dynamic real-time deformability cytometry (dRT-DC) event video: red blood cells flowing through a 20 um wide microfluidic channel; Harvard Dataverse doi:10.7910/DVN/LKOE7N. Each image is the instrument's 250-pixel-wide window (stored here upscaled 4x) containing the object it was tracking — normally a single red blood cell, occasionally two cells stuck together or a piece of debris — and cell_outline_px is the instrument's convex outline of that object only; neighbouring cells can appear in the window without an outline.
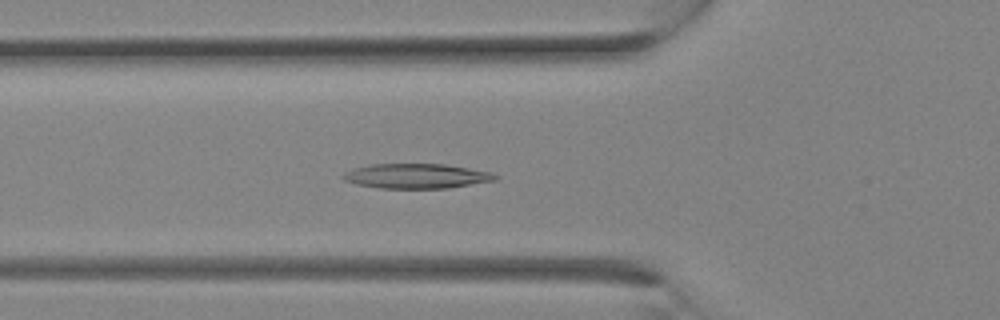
{"species": "Egyptian fruit bat (a non-hibernating species)", "species_latin": "Rousettus aegyptiacus", "temperature_condition": "room temperature", "stored_images_in_passage": 28, "camera_frame_rate_fps": 3000, "um_per_image_px": 0.085, "animal": {"sex": "female"}, "frame": {"image": 1, "passage_image": 10, "time_ms": 3.0, "image_size_px": [1000, 320], "cell_outline_px": [[500, 176], [496, 180], [448, 188], [380, 188], [356, 184], [344, 180], [340, 176], [344, 172], [368, 164], [444, 164], [492, 172]], "centroid_in_image_um": [35.39, 14.96], "position_along_channel_um": 90.4, "area_um2": 21.96}}
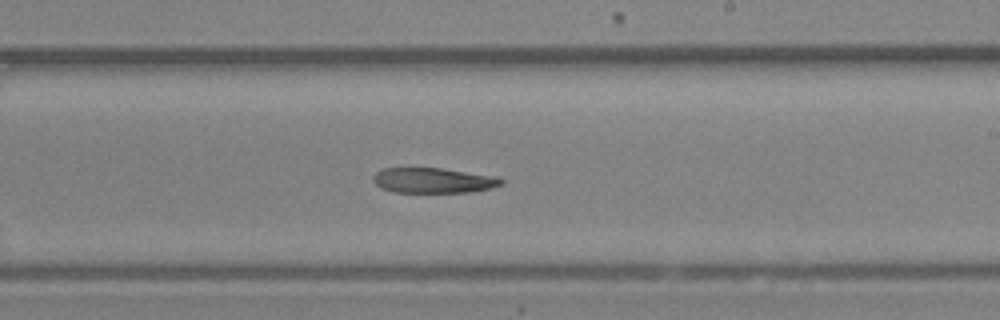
{"frame": {"image": 2, "passage_image": 17, "time_ms": 5.333, "image_size_px": [1000, 320], "cell_outline_px": [[504, 184], [492, 188], [472, 192], [396, 192], [384, 188], [376, 184], [372, 180], [372, 176], [376, 172], [384, 168], [440, 168], [500, 176], [504, 180]], "centroid_in_image_um": [36.91, 15.33], "position_along_channel_um": 252.1, "area_um2": 18.96}}
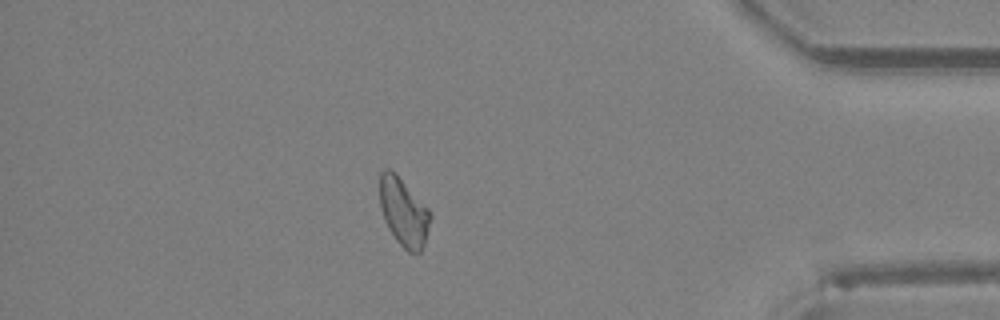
{"frame": {"image": 3, "passage_image": 25, "time_ms": 8.0, "image_size_px": [1000, 320], "cell_outline_px": [[432, 216], [424, 244], [420, 252], [408, 252], [396, 240], [388, 228], [384, 220], [380, 208], [380, 172], [384, 168], [392, 168], [396, 172], [428, 208]], "centroid_in_image_um": [34.29, 17.98], "position_along_channel_um": 400.9, "area_um2": 20.23}}